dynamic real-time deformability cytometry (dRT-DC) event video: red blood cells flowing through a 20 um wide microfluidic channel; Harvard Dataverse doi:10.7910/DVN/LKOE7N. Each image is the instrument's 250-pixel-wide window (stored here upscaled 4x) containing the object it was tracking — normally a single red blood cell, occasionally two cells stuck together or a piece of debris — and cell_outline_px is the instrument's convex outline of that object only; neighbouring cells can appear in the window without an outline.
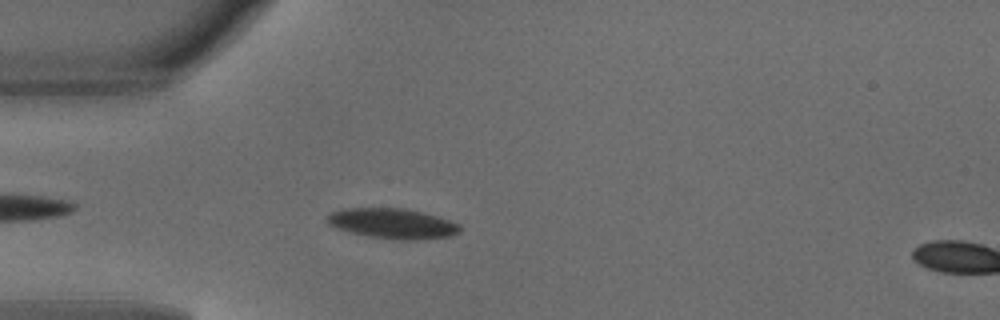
{"species": "common noctule bat (a hibernating species)", "species_latin": "Nyctalus noctula", "temperature_condition": "warm", "stored_images_in_passage": 4, "segment_of_instrument_passage": [1, 2], "camera_frame_rate_fps": 3000, "um_per_image_px": 0.085, "animal": {"sex": "male", "body_mass_g": 18.8}, "frame": {"image": 1, "passage_image": 3, "time_ms": 0.667, "image_size_px": [1000, 320], "cell_outline_px": [[460, 232], [448, 236], [416, 240], [404, 240], [372, 236], [352, 232], [328, 224], [324, 220], [324, 216], [332, 212], [344, 208], [404, 208], [424, 212], [460, 224]], "centroid_in_image_um": [33.35, 18.98], "position_along_channel_um": 51.6, "area_um2": 23.12}}